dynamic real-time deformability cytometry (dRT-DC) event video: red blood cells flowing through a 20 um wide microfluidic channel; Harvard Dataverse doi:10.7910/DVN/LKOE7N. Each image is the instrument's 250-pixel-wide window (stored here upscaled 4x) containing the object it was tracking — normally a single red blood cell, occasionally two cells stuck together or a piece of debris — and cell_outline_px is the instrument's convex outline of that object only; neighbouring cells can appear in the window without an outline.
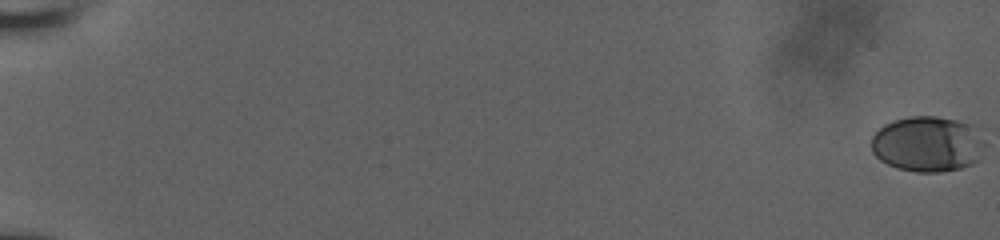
{"species": "human", "species_latin": "Homo sapiens", "temperature_condition": "room temperature", "stored_images_in_passage": 59, "camera_frame_rate_fps": 3000, "um_per_image_px": 0.085, "donor": {"sex": "male"}, "frame": {"image": 1, "passage_image": 1, "time_ms": 0.0, "image_size_px": [1000, 240], "cell_outline_px": [[976, 160], [972, 164], [960, 168], [940, 172], [916, 172], [896, 168], [880, 160], [872, 152], [872, 136], [884, 124], [908, 116], [936, 116], [956, 120], [972, 124], [976, 156]], "centroid_in_image_um": [78.66, 12.25], "position_along_channel_um": 6.3, "area_um2": 35.26}}
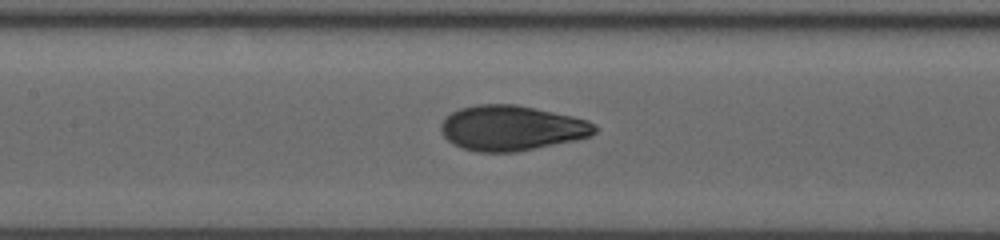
{"frame": {"image": 2, "passage_image": 32, "time_ms": 10.333, "image_size_px": [1000, 240], "cell_outline_px": [[596, 132], [592, 136], [576, 140], [516, 152], [476, 152], [460, 148], [452, 144], [440, 132], [440, 124], [444, 116], [460, 108], [476, 104], [516, 104], [572, 116], [588, 120], [596, 128]], "centroid_in_image_um": [43.43, 10.89], "position_along_channel_um": 164.0, "area_um2": 40.75}}
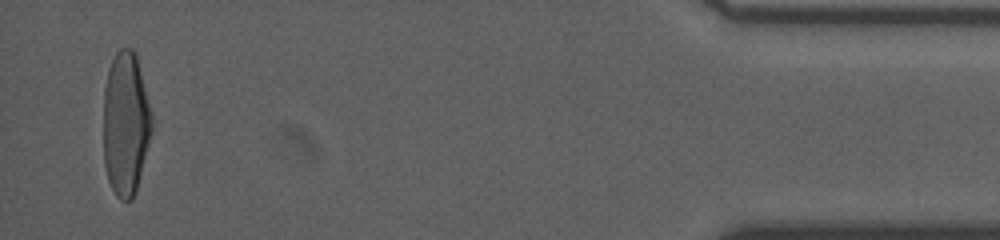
{"frame": {"image": 3, "passage_image": 58, "time_ms": 19.0, "image_size_px": [1000, 240], "cell_outline_px": [[152, 132], [136, 192], [132, 200], [120, 200], [116, 196], [108, 180], [104, 164], [104, 88], [108, 72], [112, 60], [116, 52], [120, 48], [132, 48], [136, 52], [152, 112]], "centroid_in_image_um": [10.7, 10.51], "position_along_channel_um": 424.5, "area_um2": 40.92}, "authors_computed_cell_mechanics": {"area_um2": 39.3618, "velocity_mm_per_s": 3.8248, "shape_relaxation_time_tau1_ms": 6.4456, "shape_relaxation_time_tau2_ms": 0.7262, "deformation_change_tau1": 0.234, "deformation_change_tau2": 0.0576}}